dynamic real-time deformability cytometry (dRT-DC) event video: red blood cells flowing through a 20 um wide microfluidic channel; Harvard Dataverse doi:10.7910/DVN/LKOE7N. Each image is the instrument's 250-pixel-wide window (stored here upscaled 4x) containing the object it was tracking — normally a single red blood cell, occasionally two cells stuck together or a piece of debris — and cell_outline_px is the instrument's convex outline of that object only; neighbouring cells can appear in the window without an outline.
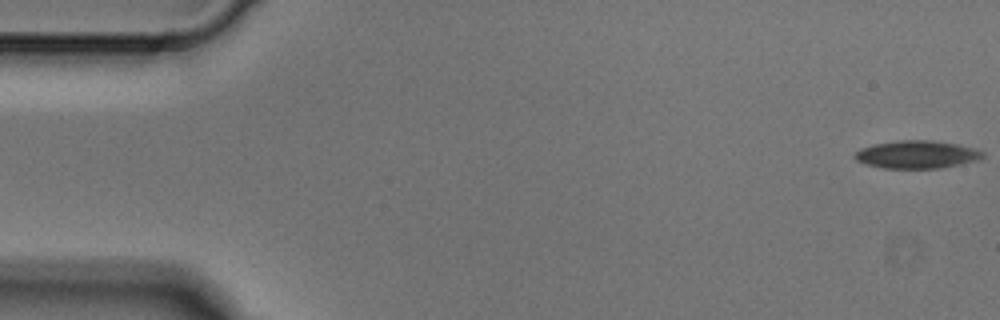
{"species": "Egyptian fruit bat (a non-hibernating species)", "species_latin": "Rousettus aegyptiacus", "temperature_condition": "cold", "stored_images_in_passage": 5, "camera_frame_rate_fps": 3000, "um_per_image_px": 0.085, "animal": {"sex": "male"}, "frame": {"image": 1, "passage_image": 1, "time_ms": 0.0, "image_size_px": [1000, 320], "cell_outline_px": [[984, 156], [980, 160], [940, 168], [884, 168], [864, 164], [856, 160], [852, 156], [860, 148], [872, 144], [896, 140], [932, 140], [956, 144], [976, 148], [984, 152]], "centroid_in_image_um": [77.92, 13.13], "position_along_channel_um": 7.1, "area_um2": 20.98}}
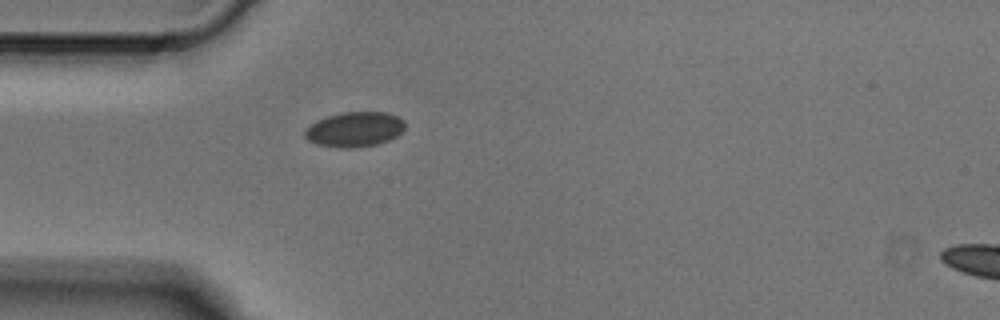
{"frame": {"image": 2, "passage_image": 5, "time_ms": 1.333, "image_size_px": [1000, 320], "cell_outline_px": [[404, 128], [396, 136], [388, 140], [376, 144], [352, 148], [344, 148], [316, 144], [308, 140], [304, 136], [304, 132], [316, 120], [328, 116], [344, 112], [388, 112], [404, 120]], "centroid_in_image_um": [30.14, 10.99], "position_along_channel_um": 54.9, "area_um2": 20.17}}